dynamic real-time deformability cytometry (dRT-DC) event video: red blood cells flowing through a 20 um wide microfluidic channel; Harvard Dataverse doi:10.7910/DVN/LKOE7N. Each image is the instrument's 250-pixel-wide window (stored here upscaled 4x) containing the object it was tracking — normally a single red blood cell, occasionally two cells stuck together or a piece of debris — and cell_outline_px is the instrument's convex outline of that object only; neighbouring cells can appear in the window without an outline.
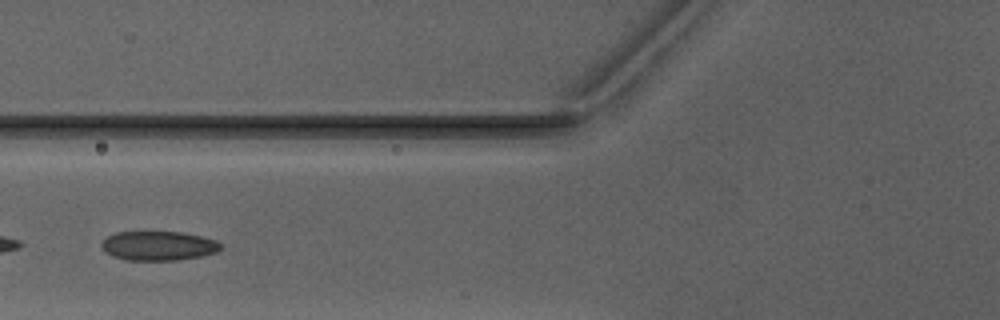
{"species": "Egyptian fruit bat (a non-hibernating species)", "species_latin": "Rousettus aegyptiacus", "temperature_condition": "warm", "stored_images_in_passage": 33, "camera_frame_rate_fps": 3000, "um_per_image_px": 0.085, "animal": {"sex": "male"}, "frame": {"image": 1, "passage_image": 15, "time_ms": 4.667, "image_size_px": [1000, 320], "cell_outline_px": [[220, 248], [216, 252], [200, 256], [176, 260], [124, 260], [112, 256], [100, 244], [108, 236], [116, 232], [184, 232], [216, 240], [220, 244]], "centroid_in_image_um": [13.46, 20.89], "position_along_channel_um": 112.3, "area_um2": 20.11}}
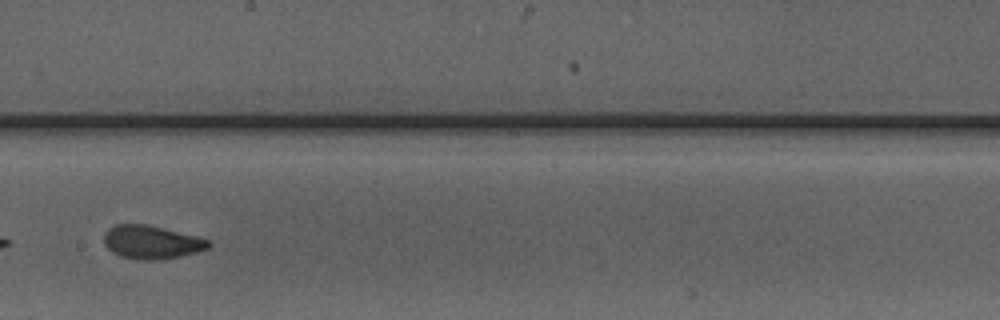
{"frame": {"image": 2, "passage_image": 24, "time_ms": 7.667, "image_size_px": [1000, 320], "cell_outline_px": [[212, 244], [208, 248], [196, 252], [180, 256], [156, 260], [136, 260], [120, 256], [112, 252], [104, 244], [104, 232], [108, 228], [116, 224], [144, 224], [196, 236], [208, 240]], "centroid_in_image_um": [12.84, 20.59], "position_along_channel_um": 235.4, "area_um2": 20.23}}